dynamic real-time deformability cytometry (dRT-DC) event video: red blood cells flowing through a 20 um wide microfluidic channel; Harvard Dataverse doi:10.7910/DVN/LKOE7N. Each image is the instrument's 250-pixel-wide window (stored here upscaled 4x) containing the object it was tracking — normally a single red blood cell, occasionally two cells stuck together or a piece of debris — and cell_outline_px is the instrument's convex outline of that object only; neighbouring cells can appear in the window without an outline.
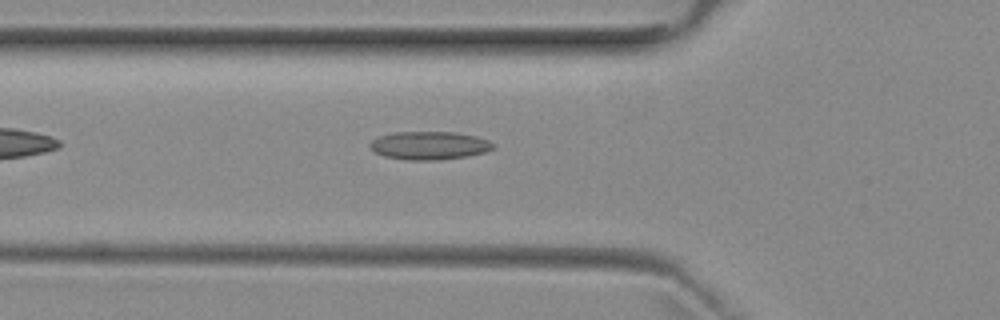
{"species": "common noctule bat (a hibernating species)", "species_latin": "Nyctalus noctula", "temperature_condition": "room temperature", "stored_images_in_passage": 5, "camera_frame_rate_fps": 3000, "um_per_image_px": 0.085, "animal": {"sex": "female", "body_mass_g": 29.2, "forearm_length_mm": 56.3}, "frame": {"image": 1, "passage_image": 5, "time_ms": 4.667, "image_size_px": [1000, 320], "cell_outline_px": [[496, 148], [484, 152], [468, 156], [440, 160], [408, 160], [384, 156], [376, 152], [368, 144], [372, 140], [380, 136], [392, 132], [456, 132], [476, 136], [488, 140], [496, 144]], "centroid_in_image_um": [36.53, 12.36], "position_along_channel_um": 89.3, "area_um2": 20.35}}